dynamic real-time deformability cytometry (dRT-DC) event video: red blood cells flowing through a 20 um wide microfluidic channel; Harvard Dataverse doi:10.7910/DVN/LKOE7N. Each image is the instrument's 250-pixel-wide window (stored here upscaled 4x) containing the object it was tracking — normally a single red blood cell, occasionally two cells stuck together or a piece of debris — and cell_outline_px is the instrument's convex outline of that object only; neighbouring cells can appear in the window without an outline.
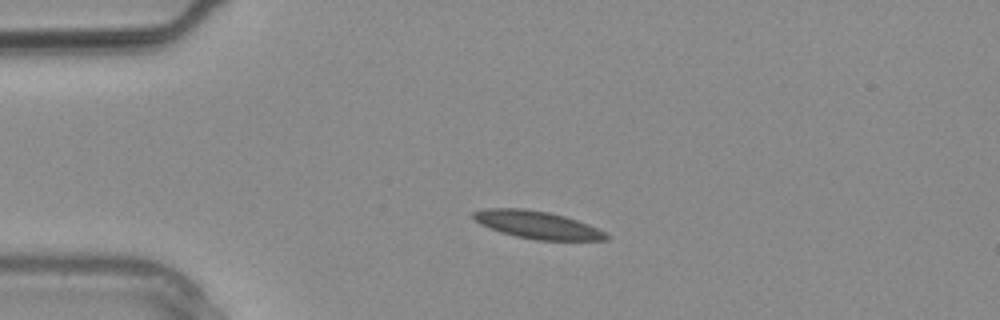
{"species": "common noctule bat (a hibernating species)", "species_latin": "Nyctalus noctula", "temperature_condition": "warm", "stored_images_in_passage": 2, "camera_frame_rate_fps": 3000, "um_per_image_px": 0.085, "animal": {"sex": "male", "body_mass_g": 20.4}, "frame": {"image": 1, "passage_image": 2, "time_ms": 0.333, "image_size_px": [1000, 320], "cell_outline_px": [[608, 240], [536, 240], [516, 236], [500, 232], [480, 224], [472, 216], [472, 212], [484, 208], [524, 208], [548, 212], [564, 216], [588, 224], [604, 232], [608, 236]], "centroid_in_image_um": [45.63, 19.1], "position_along_channel_um": 39.4, "area_um2": 21.21}}